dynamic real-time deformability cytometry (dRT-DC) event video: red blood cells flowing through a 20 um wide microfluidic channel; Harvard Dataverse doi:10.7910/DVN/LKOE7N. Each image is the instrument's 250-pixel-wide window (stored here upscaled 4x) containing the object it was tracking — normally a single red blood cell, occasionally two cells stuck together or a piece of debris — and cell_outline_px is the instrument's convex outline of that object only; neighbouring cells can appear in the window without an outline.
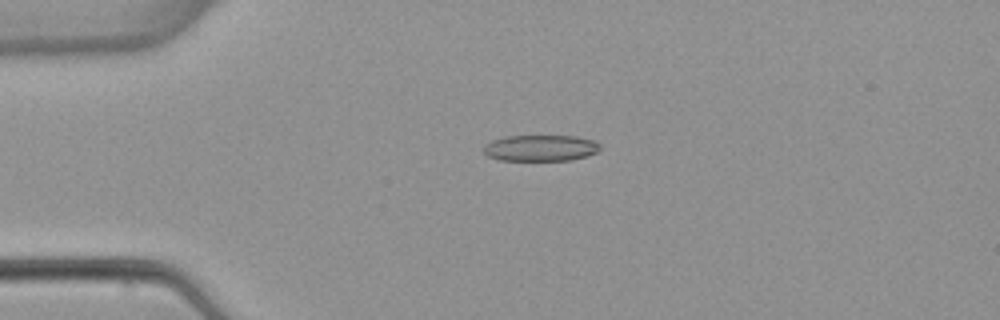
{"species": "common noctule bat (a hibernating species)", "species_latin": "Nyctalus noctula", "temperature_condition": "warm", "stored_images_in_passage": 4, "camera_frame_rate_fps": 3000, "um_per_image_px": 0.085, "animal": {"sex": "female", "body_mass_g": 22.7, "forearm_length_mm": 54.2}, "frame": {"image": 1, "passage_image": 3, "time_ms": 3.333, "image_size_px": [1000, 320], "cell_outline_px": [[600, 148], [596, 152], [588, 156], [572, 160], [500, 160], [488, 156], [484, 152], [484, 148], [492, 140], [504, 136], [576, 136], [596, 140], [600, 144]], "centroid_in_image_um": [46.0, 12.58], "position_along_channel_um": 39.0, "area_um2": 17.8}}